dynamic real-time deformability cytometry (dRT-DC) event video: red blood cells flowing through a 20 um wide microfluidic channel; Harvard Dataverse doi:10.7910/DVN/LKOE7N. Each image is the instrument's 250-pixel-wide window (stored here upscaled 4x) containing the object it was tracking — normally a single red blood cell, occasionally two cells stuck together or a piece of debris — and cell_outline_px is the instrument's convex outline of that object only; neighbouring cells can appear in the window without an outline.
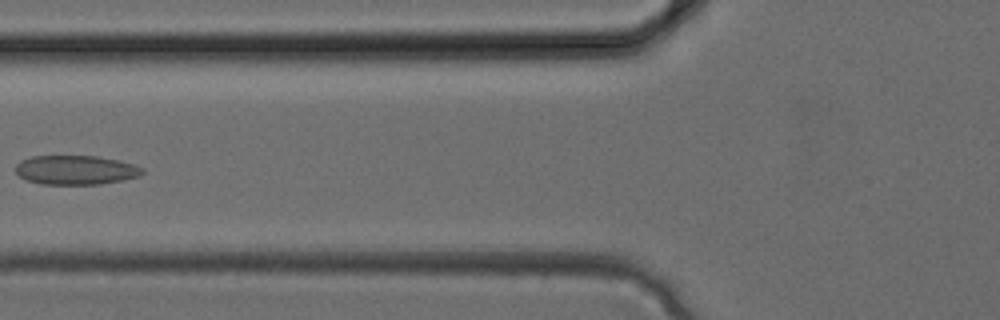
{"species": "common noctule bat (a hibernating species)", "species_latin": "Nyctalus noctula", "temperature_condition": "cold", "stored_images_in_passage": 32, "camera_frame_rate_fps": 3000, "um_per_image_px": 0.085, "animal": {"sex": "female", "body_mass_g": 24.6, "forearm_length_mm": 56.2}, "frame": {"image": 1, "passage_image": 13, "time_ms": 4.0, "image_size_px": [1000, 320], "cell_outline_px": [[144, 172], [140, 176], [124, 180], [100, 184], [40, 184], [28, 180], [20, 176], [16, 172], [16, 164], [20, 160], [32, 156], [96, 156], [136, 164], [144, 168]], "centroid_in_image_um": [6.47, 14.45], "position_along_channel_um": 119.3, "area_um2": 21.68}}
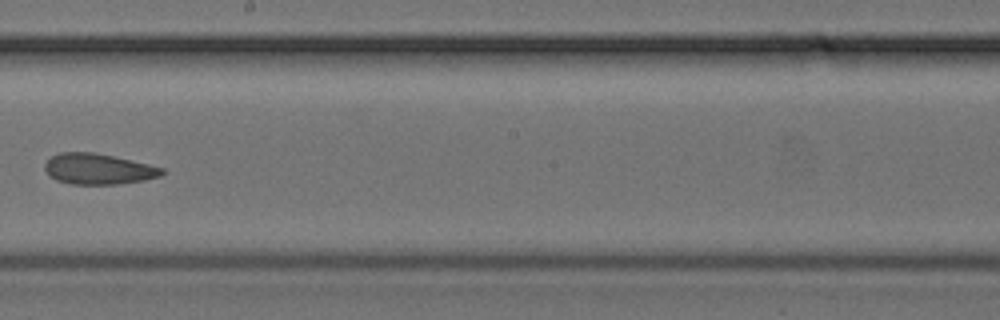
{"frame": {"image": 2, "passage_image": 19, "time_ms": 6.0, "image_size_px": [1000, 320], "cell_outline_px": [[168, 172], [160, 176], [144, 180], [116, 184], [72, 184], [56, 180], [48, 176], [44, 168], [44, 164], [52, 156], [60, 152], [92, 152], [112, 156], [148, 164], [164, 168]], "centroid_in_image_um": [8.35, 14.37], "position_along_channel_um": 239.9, "area_um2": 20.98}}
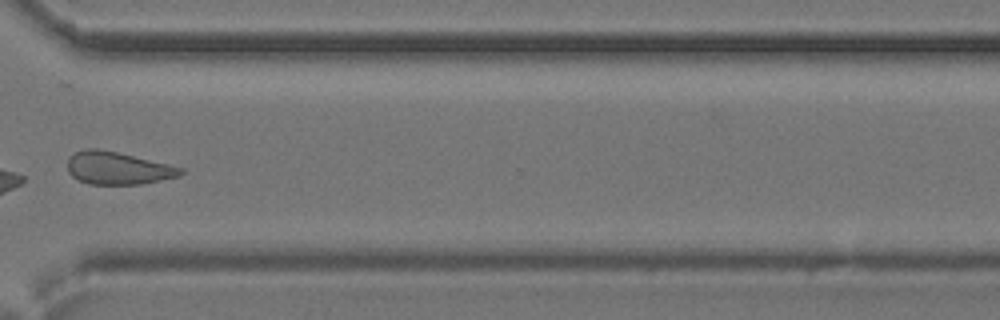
{"frame": {"image": 3, "passage_image": 25, "time_ms": 8.0, "image_size_px": [1000, 320], "cell_outline_px": [[184, 172], [180, 176], [140, 184], [88, 184], [72, 176], [68, 172], [68, 156], [84, 148], [96, 148], [116, 152], [184, 168]], "centroid_in_image_um": [9.99, 14.29], "position_along_channel_um": 360.6, "area_um2": 21.33}}